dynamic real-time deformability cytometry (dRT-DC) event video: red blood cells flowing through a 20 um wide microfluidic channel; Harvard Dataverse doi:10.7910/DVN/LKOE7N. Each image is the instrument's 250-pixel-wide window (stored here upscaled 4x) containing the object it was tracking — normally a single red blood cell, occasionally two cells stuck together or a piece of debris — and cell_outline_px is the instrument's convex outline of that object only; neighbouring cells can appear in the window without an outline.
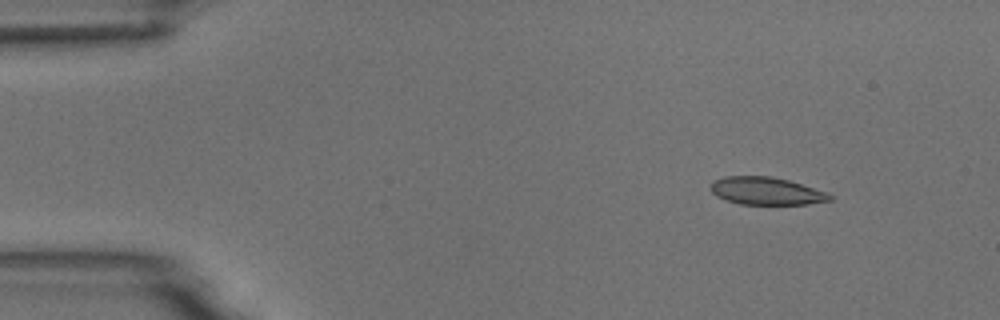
{"species": "common noctule bat (a hibernating species)", "species_latin": "Nyctalus noctula", "temperature_condition": "room temperature", "stored_images_in_passage": 7, "camera_frame_rate_fps": 3000, "um_per_image_px": 0.085, "animal": {"sex": "male", "body_mass_g": 18.8}, "frame": {"image": 1, "passage_image": 2, "time_ms": 1.333, "image_size_px": [1000, 320], "cell_outline_px": [[832, 200], [808, 204], [740, 204], [716, 196], [708, 188], [708, 184], [712, 180], [724, 176], [772, 176], [788, 180], [828, 192], [832, 196]], "centroid_in_image_um": [65.09, 16.22], "position_along_channel_um": 19.9, "area_um2": 19.36}}
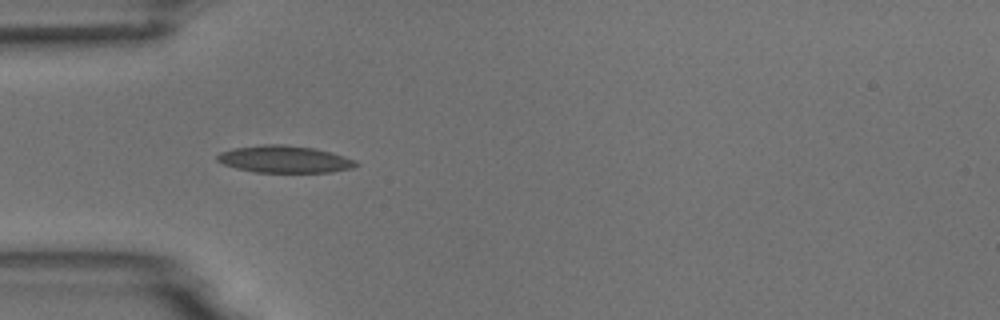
{"frame": {"image": 2, "passage_image": 5, "time_ms": 4.667, "image_size_px": [1000, 320], "cell_outline_px": [[360, 164], [352, 168], [332, 172], [256, 172], [236, 168], [224, 164], [216, 160], [216, 156], [220, 152], [232, 148], [260, 144], [280, 144], [312, 148], [332, 152], [356, 160]], "centroid_in_image_um": [24.18, 13.53], "position_along_channel_um": 60.8, "area_um2": 21.96}}